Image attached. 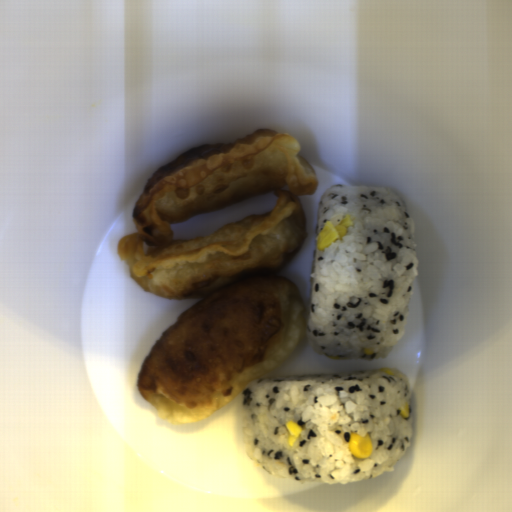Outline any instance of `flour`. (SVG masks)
Listing matches in <instances>:
<instances>
[{
  "mask_svg": "<svg viewBox=\"0 0 512 512\" xmlns=\"http://www.w3.org/2000/svg\"><path fill=\"white\" fill-rule=\"evenodd\" d=\"M290 133L259 129L232 143L182 151L157 168L134 203L138 231L116 252L141 291L188 307L145 355L137 390L161 420L197 423L244 395L306 339L308 309L292 280L275 276L308 234L301 196L316 171ZM273 193L272 212L194 240L171 223Z\"/></svg>",
  "mask_w": 512,
  "mask_h": 512,
  "instance_id": "flour-1",
  "label": "flour"
}]
</instances>
